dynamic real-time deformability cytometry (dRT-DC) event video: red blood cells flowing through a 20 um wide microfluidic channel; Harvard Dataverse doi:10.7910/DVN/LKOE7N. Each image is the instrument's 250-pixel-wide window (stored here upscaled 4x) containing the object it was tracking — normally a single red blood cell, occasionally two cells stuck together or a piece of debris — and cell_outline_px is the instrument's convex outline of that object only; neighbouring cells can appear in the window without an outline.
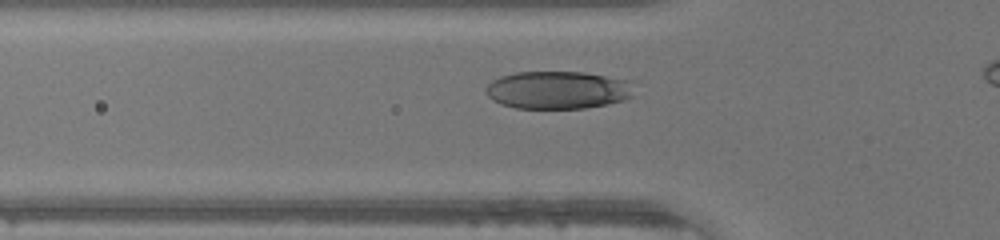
{"species": "human", "species_latin": "Homo sapiens", "temperature_condition": "warm", "stored_images_in_passage": 33, "camera_frame_rate_fps": 3000, "um_per_image_px": 0.085, "donor": {"sex": "male"}, "frame": {"image": 1, "passage_image": 10, "time_ms": 3.0, "image_size_px": [1000, 240], "cell_outline_px": [[636, 80], [632, 96], [624, 100], [608, 104], [584, 108], [516, 108], [500, 104], [492, 100], [484, 92], [484, 88], [492, 80], [500, 76], [516, 72], [584, 72]], "centroid_in_image_um": [47.46, 7.64], "position_along_channel_um": 78.3, "area_um2": 33.29}}
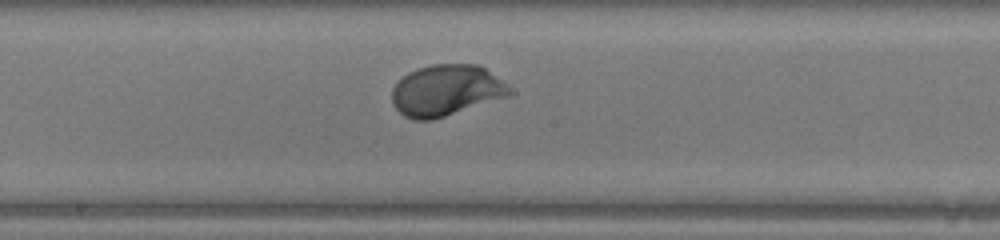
{"frame": {"image": 2, "passage_image": 19, "time_ms": 6.0, "image_size_px": [1000, 240], "cell_outline_px": [[516, 92], [432, 120], [412, 120], [404, 116], [392, 104], [392, 88], [408, 72], [416, 68], [432, 64], [480, 64], [508, 84]], "centroid_in_image_um": [37.91, 7.66], "position_along_channel_um": 210.3, "area_um2": 34.85}}
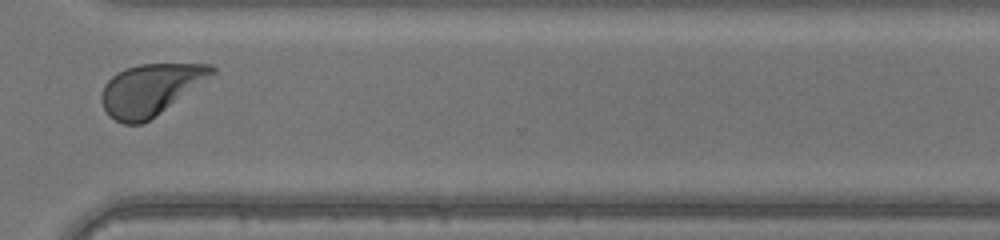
{"frame": {"image": 3, "passage_image": 29, "time_ms": 9.333, "image_size_px": [1000, 240], "cell_outline_px": [[216, 72], [144, 124], [124, 124], [108, 116], [100, 100], [100, 96], [104, 84], [116, 72], [140, 64], [212, 64], [216, 68]], "centroid_in_image_um": [12.74, 7.62], "position_along_channel_um": 357.9, "area_um2": 32.66}}